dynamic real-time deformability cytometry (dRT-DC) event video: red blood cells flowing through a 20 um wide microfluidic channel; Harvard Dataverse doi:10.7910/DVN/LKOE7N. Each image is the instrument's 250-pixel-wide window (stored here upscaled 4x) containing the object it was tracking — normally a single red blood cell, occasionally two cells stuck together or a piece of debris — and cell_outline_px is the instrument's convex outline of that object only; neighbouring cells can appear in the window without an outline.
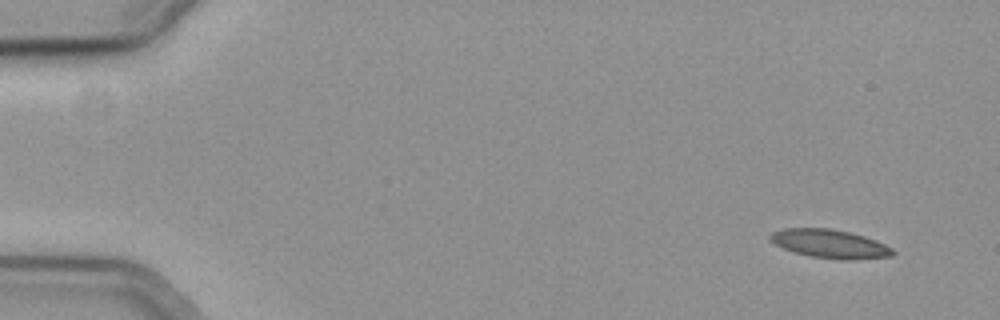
{"species": "common noctule bat (a hibernating species)", "species_latin": "Nyctalus noctula", "temperature_condition": "cold", "stored_images_in_passage": 15, "camera_frame_rate_fps": 3000, "um_per_image_px": 0.085, "animal": {"sex": "female", "body_mass_g": 19.3, "forearm_length_mm": 54.1}, "frame": {"image": 1, "passage_image": 4, "time_ms": 1.0, "image_size_px": [1000, 320], "cell_outline_px": [[896, 252], [892, 256], [852, 260], [840, 260], [808, 256], [784, 248], [776, 244], [768, 236], [772, 232], [784, 228], [828, 228], [848, 232], [864, 236], [884, 244], [892, 248]], "centroid_in_image_um": [70.56, 20.73], "position_along_channel_um": 14.4, "area_um2": 20.29}}